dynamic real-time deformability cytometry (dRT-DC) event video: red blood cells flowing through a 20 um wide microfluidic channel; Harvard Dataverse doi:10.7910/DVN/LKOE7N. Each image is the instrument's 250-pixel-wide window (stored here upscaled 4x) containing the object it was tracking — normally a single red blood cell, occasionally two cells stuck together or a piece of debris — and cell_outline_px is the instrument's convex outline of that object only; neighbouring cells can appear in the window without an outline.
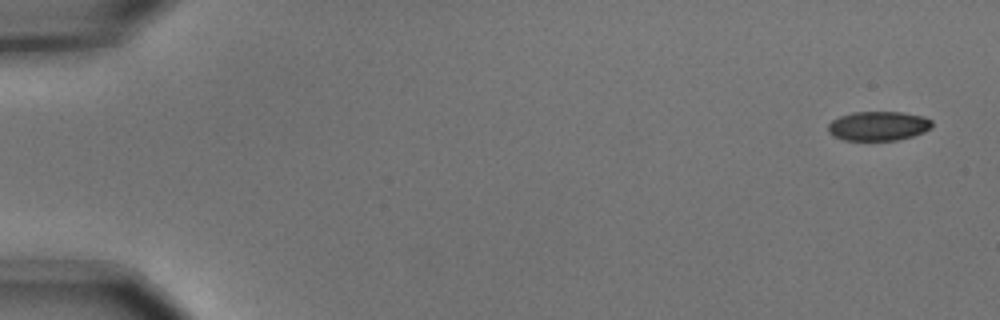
{"species": "common noctule bat (a hibernating species)", "species_latin": "Nyctalus noctula", "temperature_condition": "cold", "stored_images_in_passage": 9, "camera_frame_rate_fps": 3000, "um_per_image_px": 0.085, "animal": {"sex": "male", "body_mass_g": 15.6}, "frame": {"image": 1, "passage_image": 1, "time_ms": 0.0, "image_size_px": [1000, 320], "cell_outline_px": [[932, 128], [924, 132], [912, 136], [896, 140], [844, 140], [832, 136], [828, 132], [828, 124], [832, 120], [840, 116], [852, 112], [900, 112], [924, 116], [932, 120]], "centroid_in_image_um": [74.65, 10.7], "position_along_channel_um": 10.3, "area_um2": 17.86}}
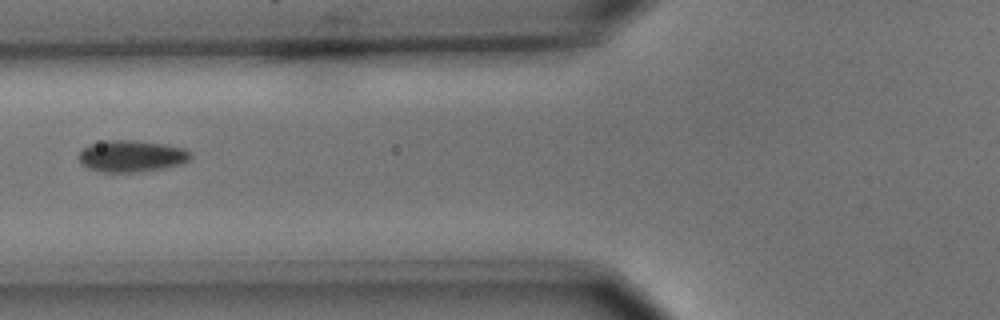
{"frame": {"image": 2, "passage_image": 6, "time_ms": 1.667, "image_size_px": [1000, 320], "cell_outline_px": [[192, 156], [184, 164], [164, 168], [140, 172], [100, 172], [88, 168], [80, 160], [80, 152], [88, 144], [108, 140], [132, 140], [164, 144], [184, 148], [192, 152]], "centroid_in_image_um": [11.23, 13.27], "position_along_channel_um": 114.6, "area_um2": 20.69}}
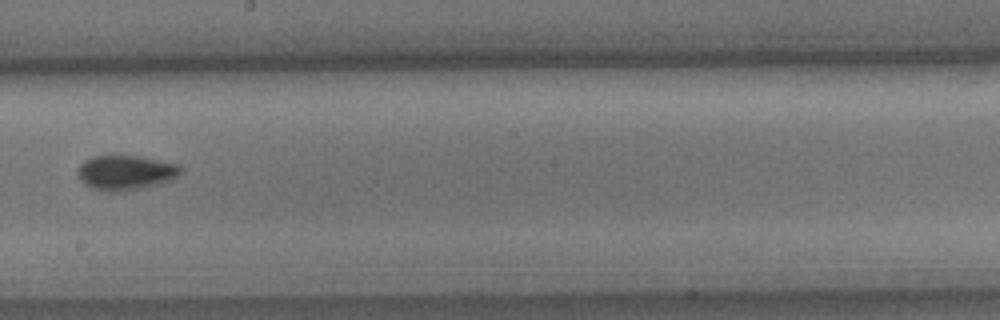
{"frame": {"image": 3, "passage_image": 9, "time_ms": 2.667, "image_size_px": [1000, 320], "cell_outline_px": [[184, 168], [180, 176], [156, 184], [140, 188], [120, 192], [108, 192], [92, 188], [84, 184], [76, 176], [76, 172], [80, 164], [84, 160], [92, 156], [140, 156], [180, 164]], "centroid_in_image_um": [10.67, 14.66], "position_along_channel_um": 237.5, "area_um2": 21.1}}